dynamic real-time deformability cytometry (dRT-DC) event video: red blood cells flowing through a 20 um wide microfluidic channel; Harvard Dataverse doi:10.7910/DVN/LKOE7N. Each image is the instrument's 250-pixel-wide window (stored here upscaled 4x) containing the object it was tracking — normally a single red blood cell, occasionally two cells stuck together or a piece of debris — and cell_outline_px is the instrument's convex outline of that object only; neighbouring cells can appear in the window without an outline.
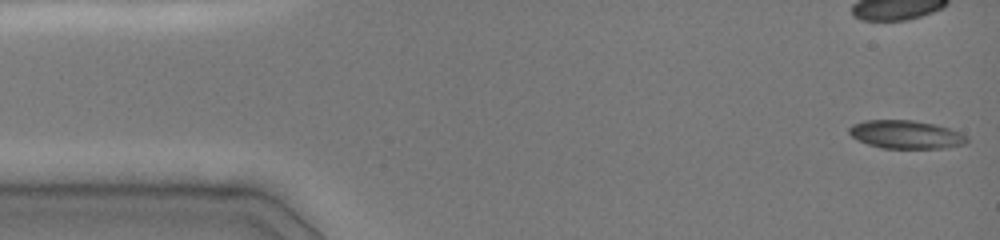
{"species": "common noctule bat (a hibernating species)", "species_latin": "Nyctalus noctula", "temperature_condition": "cold", "stored_images_in_passage": 40, "camera_frame_rate_fps": 3000, "um_per_image_px": 0.085, "animal": {"sex": "female", "body_mass_g": 19.0, "forearm_length_mm": 51.5}, "frame": {"image": 1, "passage_image": 1, "time_ms": 0.0, "image_size_px": [1000, 240], "cell_outline_px": [[968, 140], [964, 144], [944, 148], [880, 148], [868, 144], [852, 136], [848, 132], [848, 128], [852, 124], [864, 120], [912, 120], [936, 124], [960, 132], [968, 136]], "centroid_in_image_um": [77.0, 11.43], "position_along_channel_um": 8.0, "area_um2": 19.42}}